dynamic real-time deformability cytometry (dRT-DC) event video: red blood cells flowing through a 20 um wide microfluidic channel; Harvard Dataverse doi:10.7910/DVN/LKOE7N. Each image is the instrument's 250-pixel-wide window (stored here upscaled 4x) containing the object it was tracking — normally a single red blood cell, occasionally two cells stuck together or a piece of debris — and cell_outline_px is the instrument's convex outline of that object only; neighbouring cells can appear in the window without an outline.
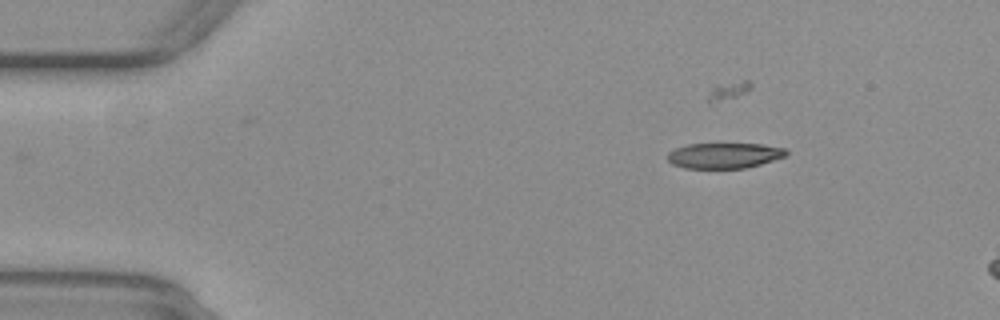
{"species": "common noctule bat (a hibernating species)", "species_latin": "Nyctalus noctula", "temperature_condition": "warm", "stored_images_in_passage": 6, "camera_frame_rate_fps": 3000, "um_per_image_px": 0.085, "animal": {"sex": "female", "body_mass_g": 29.2, "forearm_length_mm": 56.3}, "frame": {"image": 1, "passage_image": 3, "time_ms": 0.667, "image_size_px": [1000, 320], "cell_outline_px": [[788, 152], [784, 156], [760, 164], [744, 168], [684, 168], [672, 164], [668, 160], [668, 152], [676, 148], [688, 144], [760, 144], [784, 148]], "centroid_in_image_um": [61.52, 13.22], "position_along_channel_um": 23.5, "area_um2": 17.4}}